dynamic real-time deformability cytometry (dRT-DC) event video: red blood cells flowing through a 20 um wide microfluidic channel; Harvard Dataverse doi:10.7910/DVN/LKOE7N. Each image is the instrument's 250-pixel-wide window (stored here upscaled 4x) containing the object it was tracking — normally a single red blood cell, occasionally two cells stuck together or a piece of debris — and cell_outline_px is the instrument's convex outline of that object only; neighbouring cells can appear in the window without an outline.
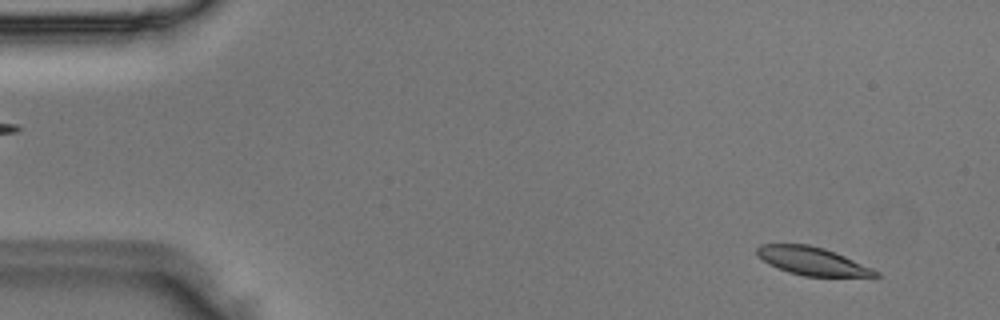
{"species": "Egyptian fruit bat (a non-hibernating species)", "species_latin": "Rousettus aegyptiacus", "temperature_condition": "room temperature", "stored_images_in_passage": 48, "camera_frame_rate_fps": 3000, "um_per_image_px": 0.085, "animal": {"sex": "male"}, "frame": {"image": 1, "passage_image": 3, "time_ms": 0.667, "image_size_px": [1000, 320], "cell_outline_px": [[880, 276], [804, 276], [788, 272], [768, 264], [756, 252], [756, 248], [760, 244], [808, 244], [824, 248], [844, 256], [872, 268], [880, 272]], "centroid_in_image_um": [69.03, 22.19], "position_along_channel_um": 16.0, "area_um2": 19.13}}
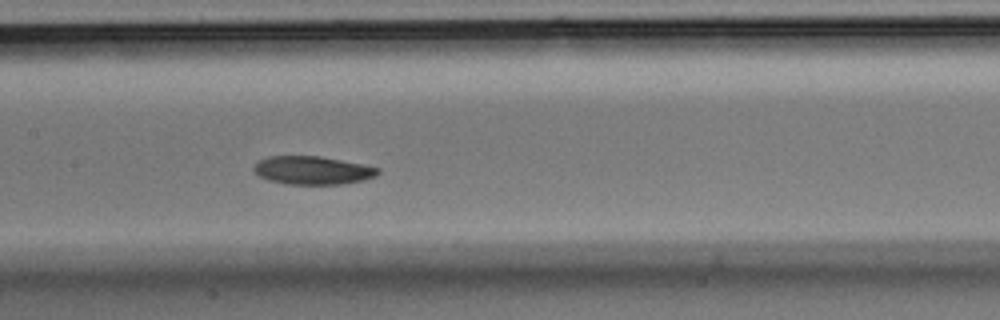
{"frame": {"image": 2, "passage_image": 23, "time_ms": 7.333, "image_size_px": [1000, 320], "cell_outline_px": [[380, 172], [376, 176], [364, 180], [340, 184], [284, 184], [268, 180], [260, 176], [252, 168], [260, 160], [268, 156], [320, 156], [380, 168]], "centroid_in_image_um": [26.56, 14.48], "position_along_channel_um": 180.8, "area_um2": 20.29}}
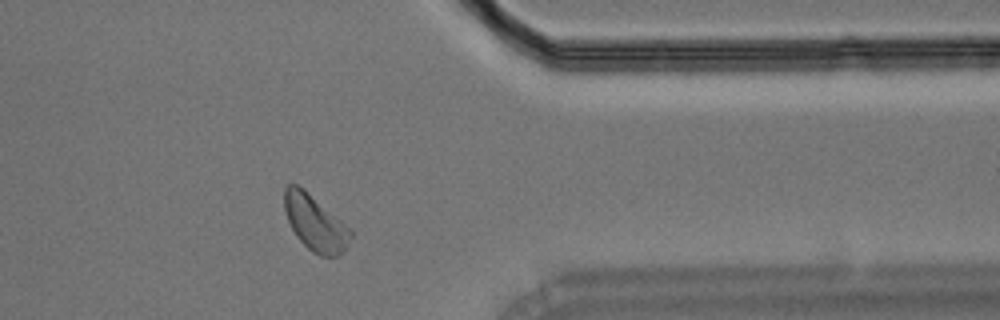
{"frame": {"image": 3, "passage_image": 39, "time_ms": 12.667, "image_size_px": [1000, 320], "cell_outline_px": [[352, 236], [344, 252], [340, 256], [320, 256], [312, 252], [296, 236], [288, 220], [284, 208], [284, 188], [288, 184], [296, 184], [304, 188], [340, 220], [352, 232]], "centroid_in_image_um": [26.77, 18.96], "position_along_channel_um": 384.6, "area_um2": 21.27}}